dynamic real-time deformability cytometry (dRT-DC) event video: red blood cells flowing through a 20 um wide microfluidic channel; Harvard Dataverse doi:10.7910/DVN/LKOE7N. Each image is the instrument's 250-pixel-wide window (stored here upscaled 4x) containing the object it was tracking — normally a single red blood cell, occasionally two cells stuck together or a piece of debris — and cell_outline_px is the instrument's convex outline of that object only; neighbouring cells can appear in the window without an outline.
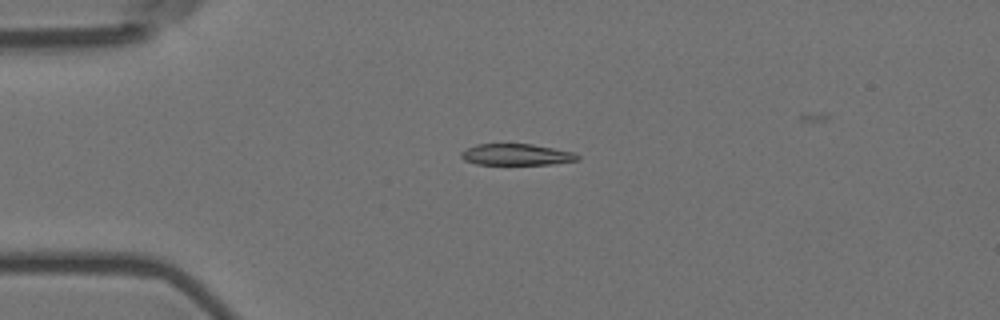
{"species": "Egyptian fruit bat (a non-hibernating species)", "species_latin": "Rousettus aegyptiacus", "temperature_condition": "room temperature", "stored_images_in_passage": 14, "camera_frame_rate_fps": 3000, "um_per_image_px": 0.085, "animal": {"sex": "female"}, "frame": {"image": 1, "passage_image": 3, "time_ms": 0.667, "image_size_px": [1000, 320], "cell_outline_px": [[580, 160], [552, 164], [476, 164], [464, 160], [460, 156], [460, 152], [476, 144], [532, 144], [572, 152], [580, 156]], "centroid_in_image_um": [43.89, 13.14], "position_along_channel_um": 41.1, "area_um2": 14.39}}
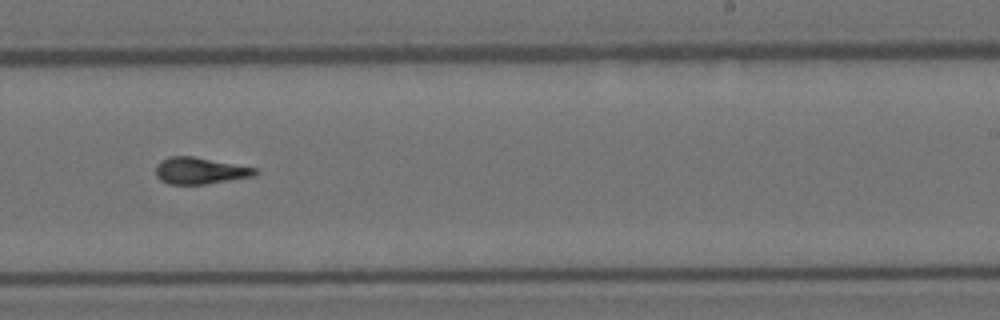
{"frame": {"image": 2, "passage_image": 9, "time_ms": 2.667, "image_size_px": [1000, 320], "cell_outline_px": [[260, 172], [256, 176], [204, 184], [168, 184], [160, 180], [156, 176], [156, 164], [160, 160], [172, 156], [192, 156], [256, 168]], "centroid_in_image_um": [16.99, 14.51], "position_along_channel_um": 272.0, "area_um2": 15.43}}
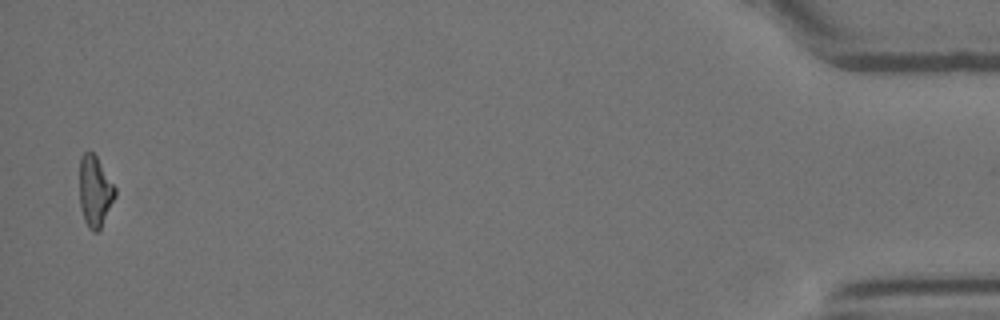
{"frame": {"image": 3, "passage_image": 14, "time_ms": 4.333, "image_size_px": [1000, 320], "cell_outline_px": [[116, 196], [100, 228], [96, 232], [92, 232], [88, 228], [84, 220], [80, 208], [80, 156], [84, 152], [92, 152], [96, 156], [116, 188]], "centroid_in_image_um": [8.06, 16.27], "position_along_channel_um": 427.1, "area_um2": 14.62}}